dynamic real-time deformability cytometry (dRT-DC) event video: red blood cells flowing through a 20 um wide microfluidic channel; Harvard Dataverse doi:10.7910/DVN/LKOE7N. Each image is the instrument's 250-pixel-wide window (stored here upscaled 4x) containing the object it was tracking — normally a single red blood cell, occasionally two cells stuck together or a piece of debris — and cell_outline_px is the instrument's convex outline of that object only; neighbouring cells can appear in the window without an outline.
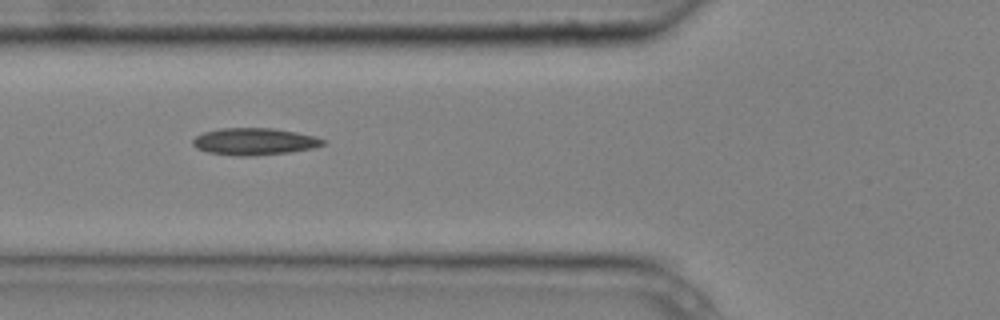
{"species": "common noctule bat (a hibernating species)", "species_latin": "Nyctalus noctula", "temperature_condition": "cold", "stored_images_in_passage": 10, "camera_frame_rate_fps": 3000, "um_per_image_px": 0.085, "animal": {"sex": "male", "body_mass_g": 20.4}, "frame": {"image": 1, "passage_image": 7, "time_ms": 2.0, "image_size_px": [1000, 320], "cell_outline_px": [[324, 144], [312, 148], [288, 152], [252, 156], [236, 156], [208, 152], [196, 148], [192, 144], [192, 140], [196, 136], [204, 132], [220, 128], [272, 128], [296, 132], [312, 136], [324, 140]], "centroid_in_image_um": [21.56, 12.03], "position_along_channel_um": 104.2, "area_um2": 20.29}}
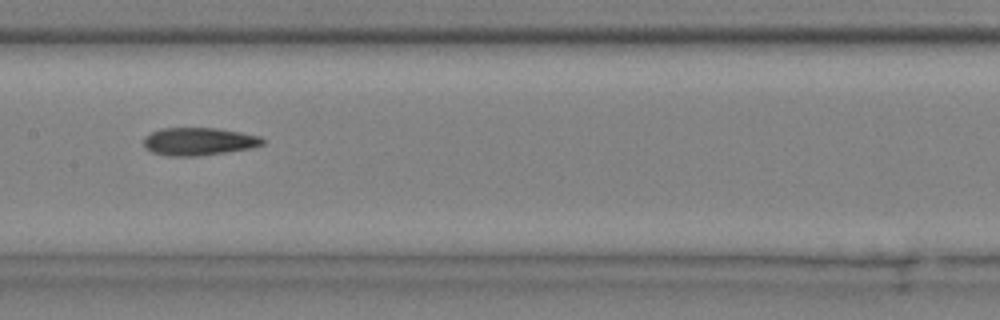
{"frame": {"image": 2, "passage_image": 9, "time_ms": 2.667, "image_size_px": [1000, 320], "cell_outline_px": [[268, 140], [264, 144], [252, 148], [196, 156], [168, 156], [152, 152], [144, 148], [144, 136], [160, 128], [216, 128], [240, 132], [260, 136]], "centroid_in_image_um": [16.9, 12.02], "position_along_channel_um": 190.5, "area_um2": 19.36}}